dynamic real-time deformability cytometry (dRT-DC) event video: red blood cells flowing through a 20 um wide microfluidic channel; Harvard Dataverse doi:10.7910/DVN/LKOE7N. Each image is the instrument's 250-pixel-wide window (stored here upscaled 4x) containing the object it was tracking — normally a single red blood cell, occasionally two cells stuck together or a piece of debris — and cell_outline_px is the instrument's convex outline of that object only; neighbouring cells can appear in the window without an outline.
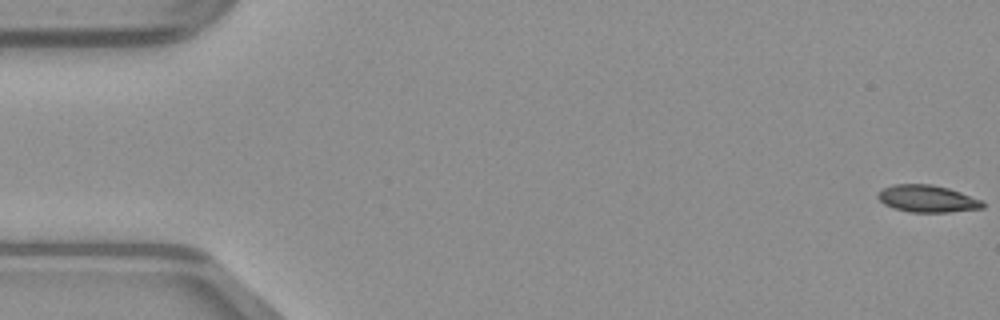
{"species": "common noctule bat (a hibernating species)", "species_latin": "Nyctalus noctula", "temperature_condition": "warm", "stored_images_in_passage": 51, "camera_frame_rate_fps": 3000, "um_per_image_px": 0.085, "animal": {"sex": "male", "body_mass_g": 23.1, "forearm_length_mm": 52.7}, "frame": {"image": 1, "passage_image": 1, "time_ms": 0.0, "image_size_px": [1000, 320], "cell_outline_px": [[984, 208], [948, 212], [908, 212], [892, 208], [884, 204], [876, 196], [884, 188], [892, 184], [932, 184], [948, 188], [984, 200]], "centroid_in_image_um": [78.84, 16.89], "position_along_channel_um": 6.2, "area_um2": 16.65}}
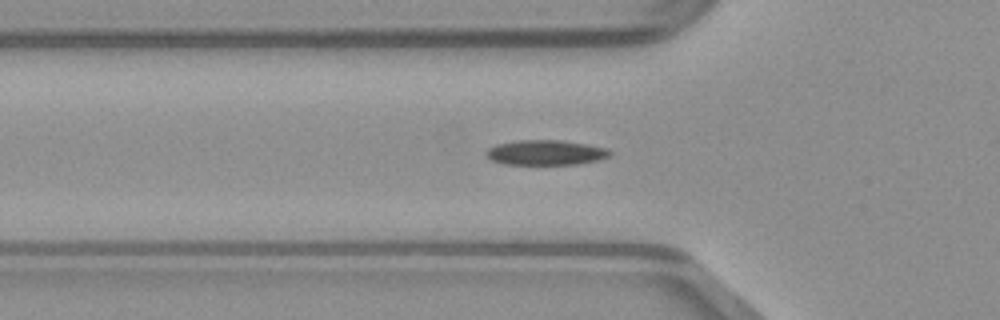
{"frame": {"image": 2, "passage_image": 17, "time_ms": 5.333, "image_size_px": [1000, 320], "cell_outline_px": [[612, 152], [608, 156], [600, 160], [576, 164], [504, 164], [492, 160], [484, 156], [484, 152], [488, 148], [496, 144], [516, 140], [564, 140], [588, 144], [604, 148]], "centroid_in_image_um": [46.34, 12.96], "position_along_channel_um": 79.5, "area_um2": 18.15}}
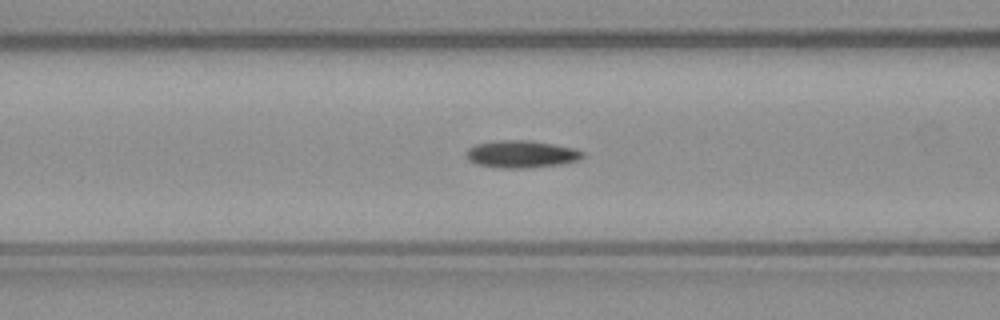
{"frame": {"image": 3, "passage_image": 20, "time_ms": 6.333, "image_size_px": [1000, 320], "cell_outline_px": [[584, 156], [580, 160], [560, 164], [532, 168], [496, 168], [476, 164], [468, 160], [464, 152], [468, 148], [476, 144], [496, 140], [532, 140], [576, 148], [584, 152]], "centroid_in_image_um": [44.31, 13.1], "position_along_channel_um": 122.3, "area_um2": 18.96}}